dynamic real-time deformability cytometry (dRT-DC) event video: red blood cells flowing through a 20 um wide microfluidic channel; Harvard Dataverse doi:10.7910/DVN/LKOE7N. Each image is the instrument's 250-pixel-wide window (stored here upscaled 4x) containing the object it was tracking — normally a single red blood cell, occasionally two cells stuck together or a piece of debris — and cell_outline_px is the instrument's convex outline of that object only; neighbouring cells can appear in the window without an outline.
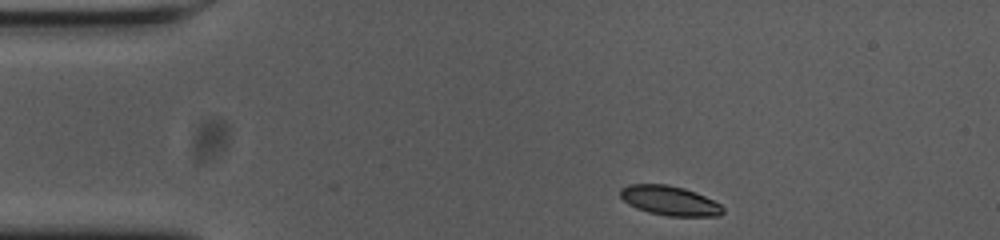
{"species": "common noctule bat (a hibernating species)", "species_latin": "Nyctalus noctula", "temperature_condition": "cold", "stored_images_in_passage": 47, "camera_frame_rate_fps": 3000, "um_per_image_px": 0.085, "animal": {"sex": "female", "body_mass_g": 23.0, "forearm_length_mm": 53.4}, "frame": {"image": 1, "passage_image": 1, "time_ms": 0.0, "image_size_px": [1000, 240], "cell_outline_px": [[724, 212], [720, 216], [668, 216], [648, 212], [636, 208], [628, 204], [620, 196], [620, 188], [628, 184], [668, 184], [684, 188], [696, 192], [720, 204], [724, 208]], "centroid_in_image_um": [56.91, 17.05], "position_along_channel_um": 28.1, "area_um2": 17.74}}
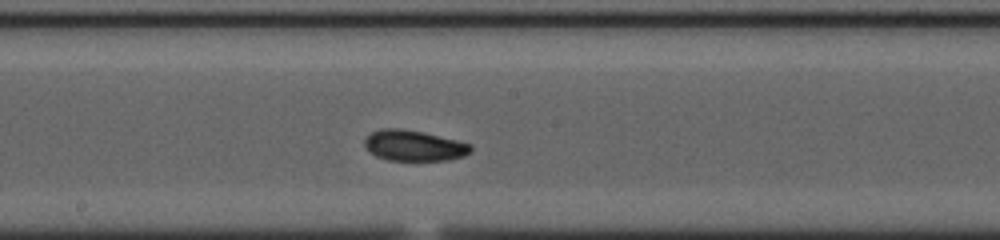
{"frame": {"image": 2, "passage_image": 21, "time_ms": 6.667, "image_size_px": [1000, 240], "cell_outline_px": [[472, 152], [464, 156], [448, 160], [388, 160], [376, 156], [364, 144], [364, 140], [372, 132], [380, 128], [400, 128], [424, 132], [472, 144]], "centroid_in_image_um": [35.22, 12.37], "position_along_channel_um": 213.0, "area_um2": 18.96}}
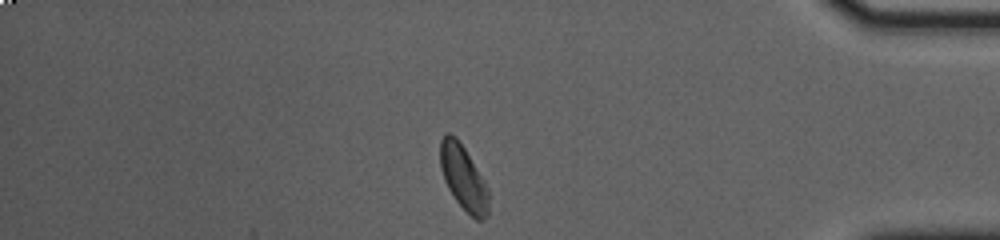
{"frame": {"image": 3, "passage_image": 39, "time_ms": 12.667, "image_size_px": [1000, 240], "cell_outline_px": [[488, 216], [484, 220], [476, 220], [456, 200], [448, 188], [444, 180], [440, 168], [440, 140], [448, 132], [456, 136], [464, 148], [488, 188]], "centroid_in_image_um": [39.38, 15.1], "position_along_channel_um": 395.8, "area_um2": 17.98}, "authors_computed_cell_mechanics": {"area_um2": 18.6116, "velocity_mm_per_s": 3.6241, "shape_relaxation_time_tau1_ms": 6.5609, "shape_relaxation_time_tau2_ms": 3.3666, "deformation_change_tau1": 0.1399, "deformation_change_tau2": 0.0833}}